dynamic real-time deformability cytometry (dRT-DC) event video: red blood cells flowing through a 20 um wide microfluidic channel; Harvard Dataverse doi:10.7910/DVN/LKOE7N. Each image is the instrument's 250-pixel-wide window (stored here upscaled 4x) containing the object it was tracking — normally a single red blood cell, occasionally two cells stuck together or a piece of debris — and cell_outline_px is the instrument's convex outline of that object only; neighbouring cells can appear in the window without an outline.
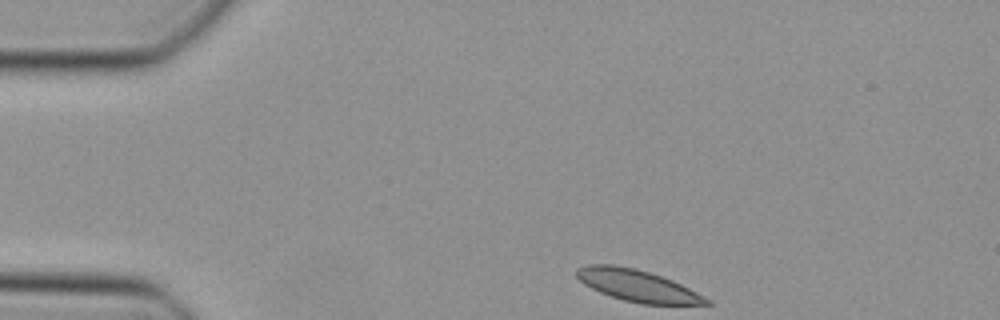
{"species": "Egyptian fruit bat (a non-hibernating species)", "species_latin": "Rousettus aegyptiacus", "temperature_condition": "cold", "stored_images_in_passage": 40, "camera_frame_rate_fps": 3000, "um_per_image_px": 0.085, "animal": {"sex": "female"}, "frame": {"image": 1, "passage_image": 1, "time_ms": 0.0, "image_size_px": [1000, 320], "cell_outline_px": [[712, 304], [640, 304], [624, 300], [600, 292], [584, 284], [576, 276], [576, 268], [588, 264], [612, 264], [632, 268], [648, 272], [672, 280], [712, 300]], "centroid_in_image_um": [54.17, 24.28], "position_along_channel_um": 30.8, "area_um2": 23.7}}
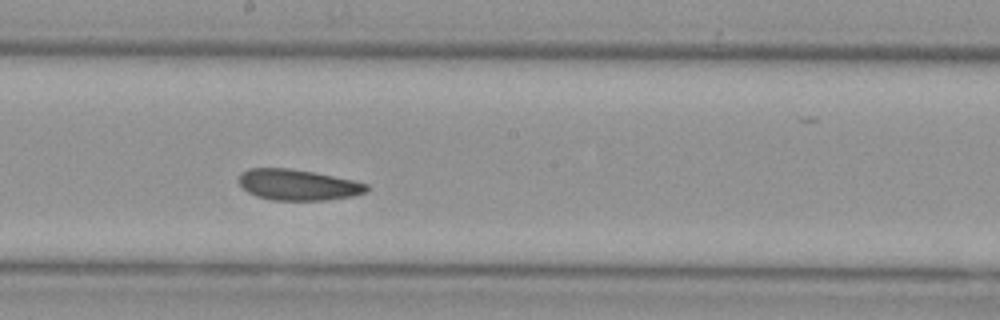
{"frame": {"image": 2, "passage_image": 19, "time_ms": 6.0, "image_size_px": [1000, 320], "cell_outline_px": [[368, 188], [364, 192], [352, 196], [328, 200], [272, 200], [256, 196], [248, 192], [236, 180], [240, 172], [248, 168], [288, 168], [312, 172], [352, 180], [368, 184]], "centroid_in_image_um": [25.25, 15.71], "position_along_channel_um": 222.9, "area_um2": 22.95}}
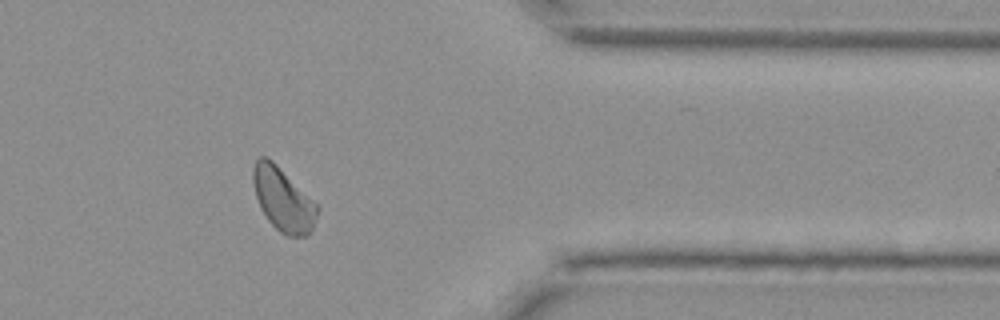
{"frame": {"image": 3, "passage_image": 32, "time_ms": 10.333, "image_size_px": [1000, 320], "cell_outline_px": [[320, 208], [312, 228], [308, 236], [284, 236], [268, 220], [260, 208], [256, 196], [252, 180], [252, 168], [256, 160], [260, 156], [264, 156], [272, 160]], "centroid_in_image_um": [24.04, 16.97], "position_along_channel_um": 387.4, "area_um2": 23.47}}